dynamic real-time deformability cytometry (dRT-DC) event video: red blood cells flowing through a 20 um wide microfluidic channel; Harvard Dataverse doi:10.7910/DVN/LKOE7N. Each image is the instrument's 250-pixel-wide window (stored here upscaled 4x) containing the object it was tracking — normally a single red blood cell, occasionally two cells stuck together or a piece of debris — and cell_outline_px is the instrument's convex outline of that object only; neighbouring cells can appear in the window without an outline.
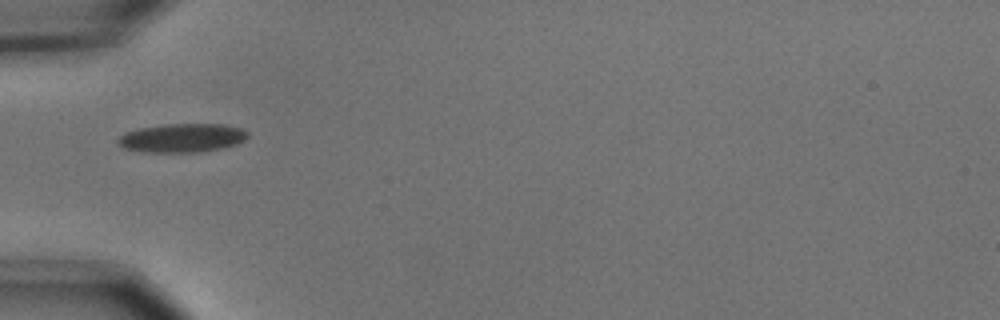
{"species": "common noctule bat (a hibernating species)", "species_latin": "Nyctalus noctula", "temperature_condition": "cold", "stored_images_in_passage": 5, "camera_frame_rate_fps": 3000, "um_per_image_px": 0.085, "animal": {"sex": "male", "body_mass_g": 15.6}, "frame": {"image": 1, "passage_image": 1, "time_ms": 0.0, "image_size_px": [1000, 320], "cell_outline_px": [[248, 136], [244, 140], [236, 144], [224, 148], [200, 152], [144, 152], [124, 148], [116, 140], [124, 132], [140, 128], [164, 124], [224, 124], [240, 128], [248, 132]], "centroid_in_image_um": [15.48, 11.72], "position_along_channel_um": 69.5, "area_um2": 21.79}}
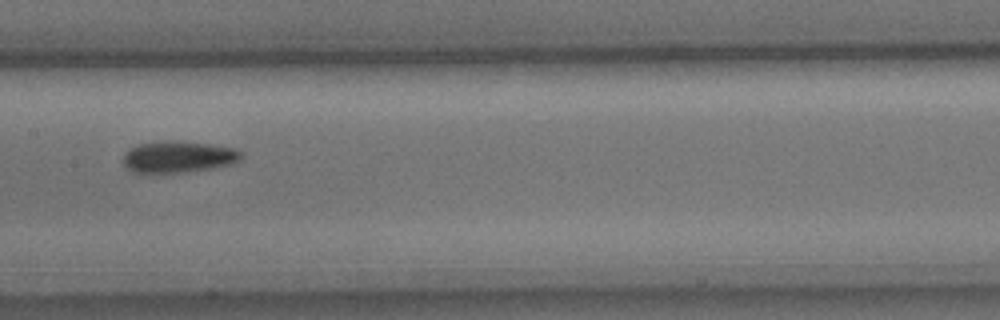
{"frame": {"image": 2, "passage_image": 4, "time_ms": 1.0, "image_size_px": [1000, 320], "cell_outline_px": [[244, 156], [240, 160], [232, 164], [212, 168], [184, 172], [132, 172], [124, 164], [124, 152], [128, 148], [140, 144], [164, 140], [172, 140], [208, 144], [232, 148], [244, 152]], "centroid_in_image_um": [15.18, 13.32], "position_along_channel_um": 192.2, "area_um2": 21.68}}
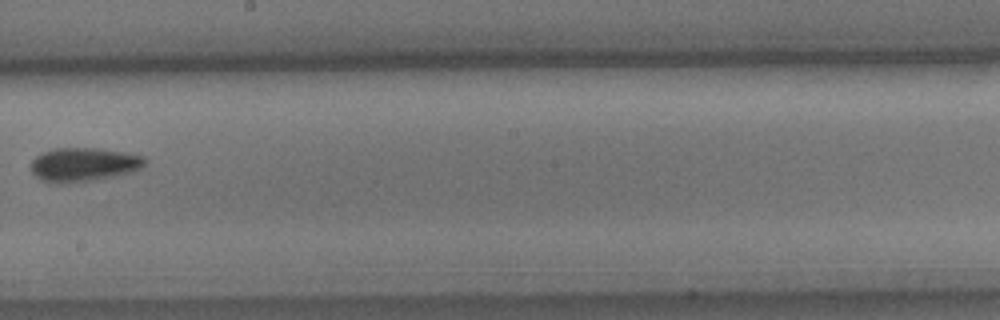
{"frame": {"image": 3, "passage_image": 5, "time_ms": 1.333, "image_size_px": [1000, 320], "cell_outline_px": [[148, 160], [144, 168], [132, 172], [116, 176], [68, 184], [64, 184], [40, 180], [28, 168], [28, 164], [40, 152], [56, 148], [100, 148], [144, 156]], "centroid_in_image_um": [7.1, 13.99], "position_along_channel_um": 241.1, "area_um2": 23.0}}